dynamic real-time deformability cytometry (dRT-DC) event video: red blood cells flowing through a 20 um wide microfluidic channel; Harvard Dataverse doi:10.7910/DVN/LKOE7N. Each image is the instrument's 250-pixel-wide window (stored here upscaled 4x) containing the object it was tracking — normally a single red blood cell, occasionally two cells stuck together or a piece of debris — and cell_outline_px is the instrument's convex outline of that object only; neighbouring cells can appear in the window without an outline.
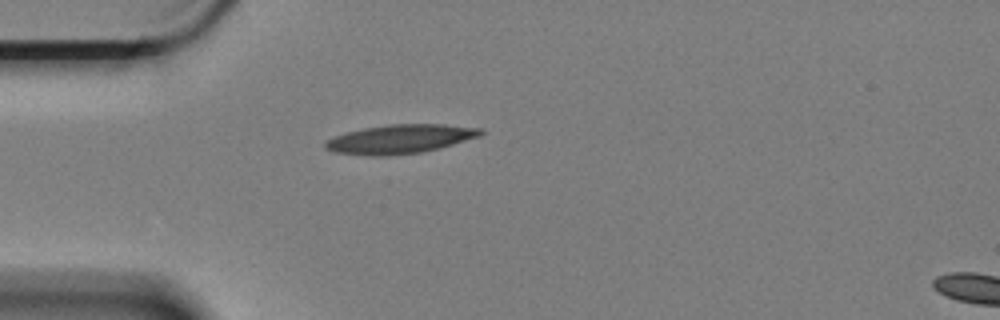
{"species": "Egyptian fruit bat (a non-hibernating species)", "species_latin": "Rousettus aegyptiacus", "temperature_condition": "cold", "stored_images_in_passage": 3, "camera_frame_rate_fps": 3000, "um_per_image_px": 0.085, "animal": {"sex": "female"}, "frame": {"image": 1, "passage_image": 1, "time_ms": 0.0, "image_size_px": [1000, 320], "cell_outline_px": [[484, 132], [480, 136], [440, 148], [420, 152], [384, 156], [372, 156], [336, 152], [324, 148], [324, 144], [328, 140], [336, 136], [348, 132], [364, 128], [388, 124], [444, 124], [484, 128]], "centroid_in_image_um": [34.06, 11.81], "position_along_channel_um": 50.9, "area_um2": 26.07}}